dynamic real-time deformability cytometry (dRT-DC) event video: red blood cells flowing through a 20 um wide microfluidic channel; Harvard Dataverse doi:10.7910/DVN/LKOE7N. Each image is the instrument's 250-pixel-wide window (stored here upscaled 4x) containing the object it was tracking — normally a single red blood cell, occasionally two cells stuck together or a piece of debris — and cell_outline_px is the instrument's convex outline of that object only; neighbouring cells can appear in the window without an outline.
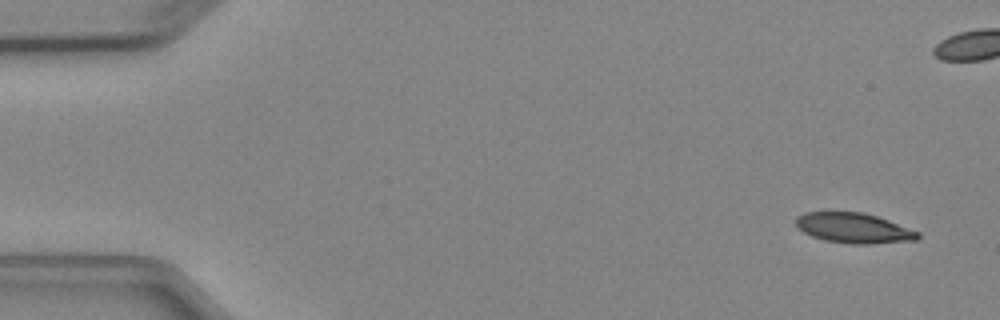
{"species": "Egyptian fruit bat (a non-hibernating species)", "species_latin": "Rousettus aegyptiacus", "temperature_condition": "cold", "stored_images_in_passage": 7, "camera_frame_rate_fps": 3000, "um_per_image_px": 0.085, "animal": {"sex": "female"}, "frame": {"image": 1, "passage_image": 1, "time_ms": 0.0, "image_size_px": [1000, 320], "cell_outline_px": [[920, 236], [916, 240], [868, 244], [852, 244], [824, 240], [812, 236], [804, 232], [796, 224], [796, 216], [804, 212], [860, 212], [876, 216], [888, 220], [920, 232]], "centroid_in_image_um": [72.57, 19.38], "position_along_channel_um": 12.4, "area_um2": 21.27}}